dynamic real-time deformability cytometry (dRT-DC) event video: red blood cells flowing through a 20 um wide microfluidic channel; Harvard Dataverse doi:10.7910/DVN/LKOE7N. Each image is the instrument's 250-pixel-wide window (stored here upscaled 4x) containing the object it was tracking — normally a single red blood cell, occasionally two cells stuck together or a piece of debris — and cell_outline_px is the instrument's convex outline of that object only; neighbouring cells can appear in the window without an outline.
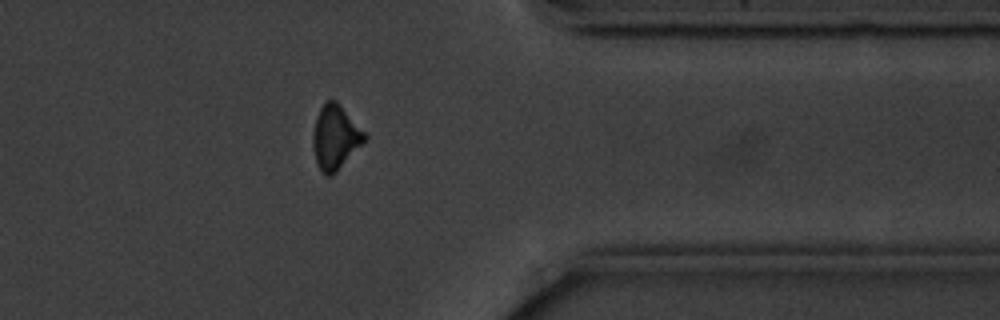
{"species": "common noctule bat (a hibernating species)", "species_latin": "Nyctalus noctula", "temperature_condition": "cold", "stored_images_in_passage": 12, "camera_frame_rate_fps": 3000, "um_per_image_px": 0.085, "animal": {"sex": "male", "body_mass_g": 20.1, "forearm_length_mm": 53.5}, "frame": {"image": 1, "passage_image": 10, "time_ms": 11.333, "image_size_px": [1000, 320], "cell_outline_px": [[368, 136], [336, 172], [332, 176], [324, 176], [316, 160], [312, 144], [312, 136], [316, 116], [320, 108], [328, 100], [336, 100]], "centroid_in_image_um": [28.47, 11.67], "position_along_channel_um": 382.9, "area_um2": 18.96}}
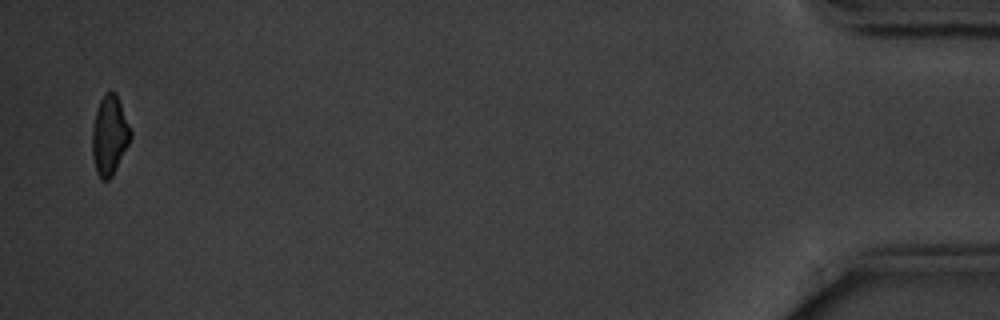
{"frame": {"image": 2, "passage_image": 12, "time_ms": 14.667, "image_size_px": [1000, 320], "cell_outline_px": [[132, 136], [112, 176], [108, 180], [100, 180], [96, 172], [92, 156], [92, 128], [96, 112], [100, 100], [108, 92], [116, 92], [132, 132]], "centroid_in_image_um": [9.3, 11.53], "position_along_channel_um": 425.9, "area_um2": 17.57}, "authors_computed_cell_mechanics": {"area_um2": 19.5075, "velocity_mm_per_s": 3.5724, "shape_relaxation_time_tau1_ms": 2.8769, "shape_relaxation_time_tau2_ms": null, "deformation_change_tau1": 0.1187, "deformation_change_tau2": null}}